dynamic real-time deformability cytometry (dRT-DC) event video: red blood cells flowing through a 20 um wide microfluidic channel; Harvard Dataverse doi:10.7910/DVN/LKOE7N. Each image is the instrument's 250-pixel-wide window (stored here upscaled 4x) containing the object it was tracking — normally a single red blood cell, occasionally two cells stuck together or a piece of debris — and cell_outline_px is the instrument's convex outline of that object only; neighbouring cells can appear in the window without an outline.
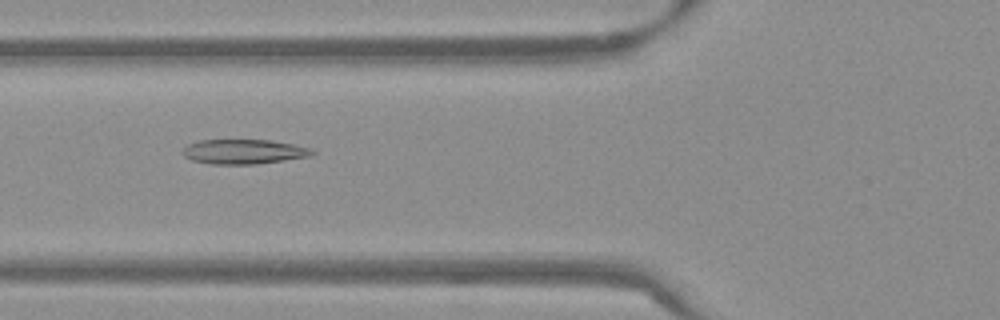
{"species": "Egyptian fruit bat (a non-hibernating species)", "species_latin": "Rousettus aegyptiacus", "temperature_condition": "warm", "stored_images_in_passage": 52, "camera_frame_rate_fps": 3000, "um_per_image_px": 0.085, "frame": {"image": 1, "passage_image": 19, "time_ms": 6.0, "image_size_px": [1000, 320], "cell_outline_px": [[316, 152], [312, 156], [256, 164], [208, 164], [192, 160], [184, 156], [180, 152], [188, 144], [200, 140], [272, 140], [312, 148]], "centroid_in_image_um": [20.72, 12.89], "position_along_channel_um": 105.1, "area_um2": 18.73}}
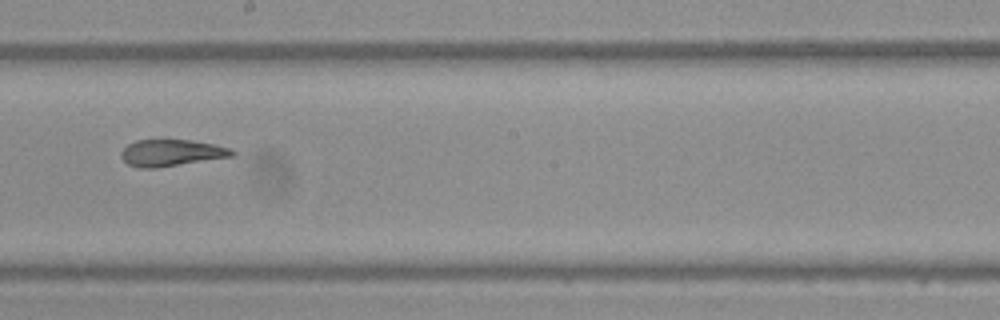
{"frame": {"image": 2, "passage_image": 29, "time_ms": 9.333, "image_size_px": [1000, 320], "cell_outline_px": [[236, 152], [232, 156], [156, 168], [140, 168], [128, 164], [120, 156], [120, 152], [128, 144], [136, 140], [192, 140], [232, 148]], "centroid_in_image_um": [14.55, 12.99], "position_along_channel_um": 233.6, "area_um2": 17.11}}
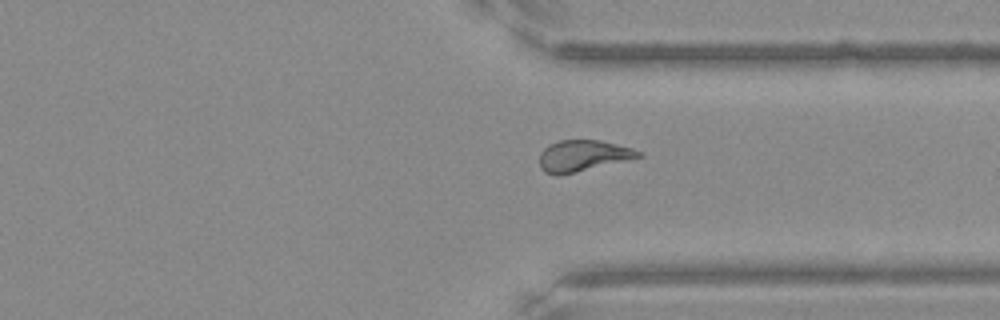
{"frame": {"image": 3, "passage_image": 39, "time_ms": 12.667, "image_size_px": [1000, 320], "cell_outline_px": [[644, 156], [560, 176], [556, 176], [544, 172], [540, 168], [540, 152], [548, 144], [560, 140], [600, 140], [632, 148], [640, 152]], "centroid_in_image_um": [49.51, 13.25], "position_along_channel_um": 361.9, "area_um2": 18.09}, "authors_computed_cell_mechanics": {"area_um2": 18.6405, "velocity_mm_per_s": 3.846, "shape_relaxation_time_tau1_ms": null, "shape_relaxation_time_tau2_ms": 2.4192, "deformation_change_tau1": null, "deformation_change_tau2": 0.0932}}